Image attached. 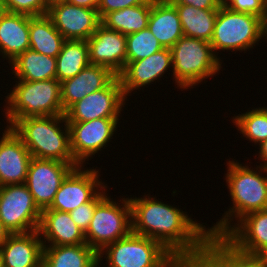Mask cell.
Segmentation results:
<instances>
[{"instance_id":"1","label":"cell","mask_w":267,"mask_h":267,"mask_svg":"<svg viewBox=\"0 0 267 267\" xmlns=\"http://www.w3.org/2000/svg\"><path fill=\"white\" fill-rule=\"evenodd\" d=\"M132 232L161 243L181 263H187L205 246L208 238L200 223L181 210L155 198L129 199Z\"/></svg>"},{"instance_id":"2","label":"cell","mask_w":267,"mask_h":267,"mask_svg":"<svg viewBox=\"0 0 267 267\" xmlns=\"http://www.w3.org/2000/svg\"><path fill=\"white\" fill-rule=\"evenodd\" d=\"M65 122V133L58 127ZM34 158L75 162L70 147V132L65 115L7 119ZM64 134V135H63Z\"/></svg>"},{"instance_id":"3","label":"cell","mask_w":267,"mask_h":267,"mask_svg":"<svg viewBox=\"0 0 267 267\" xmlns=\"http://www.w3.org/2000/svg\"><path fill=\"white\" fill-rule=\"evenodd\" d=\"M229 165L226 181L233 201V207L213 228L208 229L209 234L224 236L230 229L227 217L236 212V217L243 218L249 213L267 209V176H260L258 172L241 166L237 162ZM230 216H229V215Z\"/></svg>"},{"instance_id":"4","label":"cell","mask_w":267,"mask_h":267,"mask_svg":"<svg viewBox=\"0 0 267 267\" xmlns=\"http://www.w3.org/2000/svg\"><path fill=\"white\" fill-rule=\"evenodd\" d=\"M7 99L10 106L6 109L7 119L65 115L61 103V84L56 78L20 80Z\"/></svg>"},{"instance_id":"5","label":"cell","mask_w":267,"mask_h":267,"mask_svg":"<svg viewBox=\"0 0 267 267\" xmlns=\"http://www.w3.org/2000/svg\"><path fill=\"white\" fill-rule=\"evenodd\" d=\"M173 74L180 88L200 83L221 68L210 42L183 36L170 48ZM206 77V78H205Z\"/></svg>"},{"instance_id":"6","label":"cell","mask_w":267,"mask_h":267,"mask_svg":"<svg viewBox=\"0 0 267 267\" xmlns=\"http://www.w3.org/2000/svg\"><path fill=\"white\" fill-rule=\"evenodd\" d=\"M108 267H177L181 262L161 243L131 232L128 236L107 245Z\"/></svg>"},{"instance_id":"7","label":"cell","mask_w":267,"mask_h":267,"mask_svg":"<svg viewBox=\"0 0 267 267\" xmlns=\"http://www.w3.org/2000/svg\"><path fill=\"white\" fill-rule=\"evenodd\" d=\"M262 37L261 17L232 11L222 4L218 9L210 44L213 52L218 49L243 51L253 47Z\"/></svg>"},{"instance_id":"8","label":"cell","mask_w":267,"mask_h":267,"mask_svg":"<svg viewBox=\"0 0 267 267\" xmlns=\"http://www.w3.org/2000/svg\"><path fill=\"white\" fill-rule=\"evenodd\" d=\"M123 207L105 196L95 211L85 232L88 246L98 254L109 244L128 236L132 232L131 205L129 199L122 200Z\"/></svg>"},{"instance_id":"9","label":"cell","mask_w":267,"mask_h":267,"mask_svg":"<svg viewBox=\"0 0 267 267\" xmlns=\"http://www.w3.org/2000/svg\"><path fill=\"white\" fill-rule=\"evenodd\" d=\"M41 213L25 184L0 187V220L11 234L38 230Z\"/></svg>"},{"instance_id":"10","label":"cell","mask_w":267,"mask_h":267,"mask_svg":"<svg viewBox=\"0 0 267 267\" xmlns=\"http://www.w3.org/2000/svg\"><path fill=\"white\" fill-rule=\"evenodd\" d=\"M77 166L79 165L76 162L32 157L25 185L41 211L51 206L62 181Z\"/></svg>"},{"instance_id":"11","label":"cell","mask_w":267,"mask_h":267,"mask_svg":"<svg viewBox=\"0 0 267 267\" xmlns=\"http://www.w3.org/2000/svg\"><path fill=\"white\" fill-rule=\"evenodd\" d=\"M125 96L116 76L105 88L86 95L66 112L67 122H85L98 118H118Z\"/></svg>"},{"instance_id":"12","label":"cell","mask_w":267,"mask_h":267,"mask_svg":"<svg viewBox=\"0 0 267 267\" xmlns=\"http://www.w3.org/2000/svg\"><path fill=\"white\" fill-rule=\"evenodd\" d=\"M187 264L190 267H267V255L240 251L224 236L209 234L203 249Z\"/></svg>"},{"instance_id":"13","label":"cell","mask_w":267,"mask_h":267,"mask_svg":"<svg viewBox=\"0 0 267 267\" xmlns=\"http://www.w3.org/2000/svg\"><path fill=\"white\" fill-rule=\"evenodd\" d=\"M118 120L119 118H98L85 122H67L71 152L79 166L109 142Z\"/></svg>"},{"instance_id":"14","label":"cell","mask_w":267,"mask_h":267,"mask_svg":"<svg viewBox=\"0 0 267 267\" xmlns=\"http://www.w3.org/2000/svg\"><path fill=\"white\" fill-rule=\"evenodd\" d=\"M47 15L65 40H88L101 24L98 11L60 2L49 6Z\"/></svg>"},{"instance_id":"15","label":"cell","mask_w":267,"mask_h":267,"mask_svg":"<svg viewBox=\"0 0 267 267\" xmlns=\"http://www.w3.org/2000/svg\"><path fill=\"white\" fill-rule=\"evenodd\" d=\"M79 168V169H78ZM74 167L62 181L51 206L47 209L70 213L84 203L90 202L99 192L95 188H105L98 181V171H81ZM100 183V184H99Z\"/></svg>"},{"instance_id":"16","label":"cell","mask_w":267,"mask_h":267,"mask_svg":"<svg viewBox=\"0 0 267 267\" xmlns=\"http://www.w3.org/2000/svg\"><path fill=\"white\" fill-rule=\"evenodd\" d=\"M92 65L109 68L119 75L126 66V35L100 24L87 40Z\"/></svg>"},{"instance_id":"17","label":"cell","mask_w":267,"mask_h":267,"mask_svg":"<svg viewBox=\"0 0 267 267\" xmlns=\"http://www.w3.org/2000/svg\"><path fill=\"white\" fill-rule=\"evenodd\" d=\"M8 128L0 141V187L25 184L32 159L21 138Z\"/></svg>"},{"instance_id":"18","label":"cell","mask_w":267,"mask_h":267,"mask_svg":"<svg viewBox=\"0 0 267 267\" xmlns=\"http://www.w3.org/2000/svg\"><path fill=\"white\" fill-rule=\"evenodd\" d=\"M38 236H40L38 230L11 234L0 248V265L2 267H42L45 242Z\"/></svg>"},{"instance_id":"19","label":"cell","mask_w":267,"mask_h":267,"mask_svg":"<svg viewBox=\"0 0 267 267\" xmlns=\"http://www.w3.org/2000/svg\"><path fill=\"white\" fill-rule=\"evenodd\" d=\"M240 223L224 237L240 251L267 255V209L247 214Z\"/></svg>"},{"instance_id":"20","label":"cell","mask_w":267,"mask_h":267,"mask_svg":"<svg viewBox=\"0 0 267 267\" xmlns=\"http://www.w3.org/2000/svg\"><path fill=\"white\" fill-rule=\"evenodd\" d=\"M116 76L109 68L90 64L76 76L60 82L64 113L86 95L105 88Z\"/></svg>"},{"instance_id":"21","label":"cell","mask_w":267,"mask_h":267,"mask_svg":"<svg viewBox=\"0 0 267 267\" xmlns=\"http://www.w3.org/2000/svg\"><path fill=\"white\" fill-rule=\"evenodd\" d=\"M170 65H173L170 48H163L141 60L126 61L124 70L118 75L124 96L157 80Z\"/></svg>"},{"instance_id":"22","label":"cell","mask_w":267,"mask_h":267,"mask_svg":"<svg viewBox=\"0 0 267 267\" xmlns=\"http://www.w3.org/2000/svg\"><path fill=\"white\" fill-rule=\"evenodd\" d=\"M39 234L51 242L50 246L87 244L85 233L71 219L70 213L44 209L41 213Z\"/></svg>"},{"instance_id":"23","label":"cell","mask_w":267,"mask_h":267,"mask_svg":"<svg viewBox=\"0 0 267 267\" xmlns=\"http://www.w3.org/2000/svg\"><path fill=\"white\" fill-rule=\"evenodd\" d=\"M148 29L164 48H171L183 37L179 14L166 0H152Z\"/></svg>"},{"instance_id":"24","label":"cell","mask_w":267,"mask_h":267,"mask_svg":"<svg viewBox=\"0 0 267 267\" xmlns=\"http://www.w3.org/2000/svg\"><path fill=\"white\" fill-rule=\"evenodd\" d=\"M30 49L29 15L7 12L0 19V50L10 63Z\"/></svg>"},{"instance_id":"25","label":"cell","mask_w":267,"mask_h":267,"mask_svg":"<svg viewBox=\"0 0 267 267\" xmlns=\"http://www.w3.org/2000/svg\"><path fill=\"white\" fill-rule=\"evenodd\" d=\"M99 254L87 244L43 245L42 267H99Z\"/></svg>"},{"instance_id":"26","label":"cell","mask_w":267,"mask_h":267,"mask_svg":"<svg viewBox=\"0 0 267 267\" xmlns=\"http://www.w3.org/2000/svg\"><path fill=\"white\" fill-rule=\"evenodd\" d=\"M29 41L31 50L56 58L65 39L54 27L51 18L45 14L29 15Z\"/></svg>"},{"instance_id":"27","label":"cell","mask_w":267,"mask_h":267,"mask_svg":"<svg viewBox=\"0 0 267 267\" xmlns=\"http://www.w3.org/2000/svg\"><path fill=\"white\" fill-rule=\"evenodd\" d=\"M18 80L40 81L56 78V58L40 54L31 49L11 62Z\"/></svg>"},{"instance_id":"28","label":"cell","mask_w":267,"mask_h":267,"mask_svg":"<svg viewBox=\"0 0 267 267\" xmlns=\"http://www.w3.org/2000/svg\"><path fill=\"white\" fill-rule=\"evenodd\" d=\"M151 7L152 0H148L144 4L109 12L101 19V24L123 35L139 32L148 26Z\"/></svg>"},{"instance_id":"29","label":"cell","mask_w":267,"mask_h":267,"mask_svg":"<svg viewBox=\"0 0 267 267\" xmlns=\"http://www.w3.org/2000/svg\"><path fill=\"white\" fill-rule=\"evenodd\" d=\"M178 11L183 35L210 42L218 10L197 9L185 4H172Z\"/></svg>"},{"instance_id":"30","label":"cell","mask_w":267,"mask_h":267,"mask_svg":"<svg viewBox=\"0 0 267 267\" xmlns=\"http://www.w3.org/2000/svg\"><path fill=\"white\" fill-rule=\"evenodd\" d=\"M90 65L86 40H65L56 57V79L62 82L76 76Z\"/></svg>"},{"instance_id":"31","label":"cell","mask_w":267,"mask_h":267,"mask_svg":"<svg viewBox=\"0 0 267 267\" xmlns=\"http://www.w3.org/2000/svg\"><path fill=\"white\" fill-rule=\"evenodd\" d=\"M163 48L148 27L126 35V61L144 59Z\"/></svg>"},{"instance_id":"32","label":"cell","mask_w":267,"mask_h":267,"mask_svg":"<svg viewBox=\"0 0 267 267\" xmlns=\"http://www.w3.org/2000/svg\"><path fill=\"white\" fill-rule=\"evenodd\" d=\"M234 123L246 138L253 142H263L267 139V108L254 109L236 116Z\"/></svg>"},{"instance_id":"33","label":"cell","mask_w":267,"mask_h":267,"mask_svg":"<svg viewBox=\"0 0 267 267\" xmlns=\"http://www.w3.org/2000/svg\"><path fill=\"white\" fill-rule=\"evenodd\" d=\"M7 12L40 16L48 13L47 0H4Z\"/></svg>"},{"instance_id":"34","label":"cell","mask_w":267,"mask_h":267,"mask_svg":"<svg viewBox=\"0 0 267 267\" xmlns=\"http://www.w3.org/2000/svg\"><path fill=\"white\" fill-rule=\"evenodd\" d=\"M106 196L98 193L90 202L84 203L70 212L71 219L85 233L90 226L96 205Z\"/></svg>"},{"instance_id":"35","label":"cell","mask_w":267,"mask_h":267,"mask_svg":"<svg viewBox=\"0 0 267 267\" xmlns=\"http://www.w3.org/2000/svg\"><path fill=\"white\" fill-rule=\"evenodd\" d=\"M223 5L232 11L255 14L262 19L267 10V0H223Z\"/></svg>"},{"instance_id":"36","label":"cell","mask_w":267,"mask_h":267,"mask_svg":"<svg viewBox=\"0 0 267 267\" xmlns=\"http://www.w3.org/2000/svg\"><path fill=\"white\" fill-rule=\"evenodd\" d=\"M147 1L148 0H101L97 11L100 19H102L109 12L144 4Z\"/></svg>"},{"instance_id":"37","label":"cell","mask_w":267,"mask_h":267,"mask_svg":"<svg viewBox=\"0 0 267 267\" xmlns=\"http://www.w3.org/2000/svg\"><path fill=\"white\" fill-rule=\"evenodd\" d=\"M169 4H185L197 9L218 10L223 0H166Z\"/></svg>"},{"instance_id":"38","label":"cell","mask_w":267,"mask_h":267,"mask_svg":"<svg viewBox=\"0 0 267 267\" xmlns=\"http://www.w3.org/2000/svg\"><path fill=\"white\" fill-rule=\"evenodd\" d=\"M101 0H68L67 2L75 6L85 7L89 9H98Z\"/></svg>"},{"instance_id":"39","label":"cell","mask_w":267,"mask_h":267,"mask_svg":"<svg viewBox=\"0 0 267 267\" xmlns=\"http://www.w3.org/2000/svg\"><path fill=\"white\" fill-rule=\"evenodd\" d=\"M11 233L9 230L3 225L2 221L0 220V248L1 246L7 241Z\"/></svg>"},{"instance_id":"40","label":"cell","mask_w":267,"mask_h":267,"mask_svg":"<svg viewBox=\"0 0 267 267\" xmlns=\"http://www.w3.org/2000/svg\"><path fill=\"white\" fill-rule=\"evenodd\" d=\"M259 145H260L259 153H260L261 160L264 162L266 161L264 166L267 167V139L261 142Z\"/></svg>"},{"instance_id":"41","label":"cell","mask_w":267,"mask_h":267,"mask_svg":"<svg viewBox=\"0 0 267 267\" xmlns=\"http://www.w3.org/2000/svg\"><path fill=\"white\" fill-rule=\"evenodd\" d=\"M262 34L264 35V36H266V34H267V10H266V13H265V15H264V18L262 19ZM266 38H267V36H266Z\"/></svg>"},{"instance_id":"42","label":"cell","mask_w":267,"mask_h":267,"mask_svg":"<svg viewBox=\"0 0 267 267\" xmlns=\"http://www.w3.org/2000/svg\"><path fill=\"white\" fill-rule=\"evenodd\" d=\"M7 13V9L5 6V1L0 0V19Z\"/></svg>"},{"instance_id":"43","label":"cell","mask_w":267,"mask_h":267,"mask_svg":"<svg viewBox=\"0 0 267 267\" xmlns=\"http://www.w3.org/2000/svg\"><path fill=\"white\" fill-rule=\"evenodd\" d=\"M68 0H47L48 5L60 3V2H67Z\"/></svg>"},{"instance_id":"44","label":"cell","mask_w":267,"mask_h":267,"mask_svg":"<svg viewBox=\"0 0 267 267\" xmlns=\"http://www.w3.org/2000/svg\"><path fill=\"white\" fill-rule=\"evenodd\" d=\"M177 267H190L187 263H180Z\"/></svg>"},{"instance_id":"45","label":"cell","mask_w":267,"mask_h":267,"mask_svg":"<svg viewBox=\"0 0 267 267\" xmlns=\"http://www.w3.org/2000/svg\"><path fill=\"white\" fill-rule=\"evenodd\" d=\"M260 167H262L261 169H262V171H264V173L265 172L267 173V167H265L264 165L263 166H260Z\"/></svg>"}]
</instances>
